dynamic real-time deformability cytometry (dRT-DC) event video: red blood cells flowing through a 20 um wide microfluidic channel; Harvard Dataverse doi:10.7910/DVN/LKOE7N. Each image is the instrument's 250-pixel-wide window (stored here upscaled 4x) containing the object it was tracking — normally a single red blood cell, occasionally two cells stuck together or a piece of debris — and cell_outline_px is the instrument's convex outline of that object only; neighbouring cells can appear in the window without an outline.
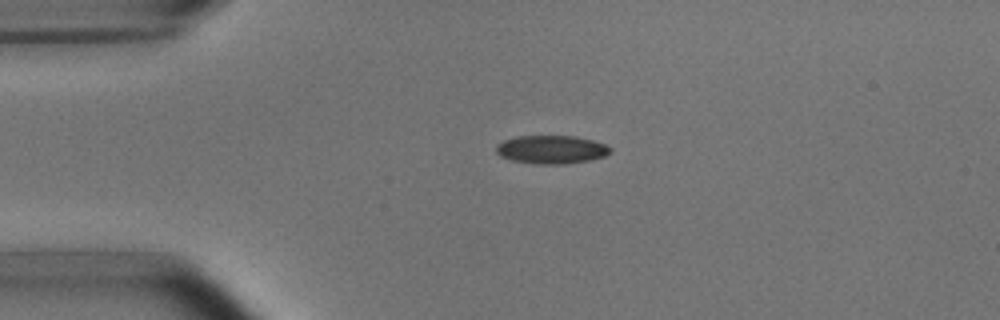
{"species": "common noctule bat (a hibernating species)", "species_latin": "Nyctalus noctula", "temperature_condition": "room temperature", "stored_images_in_passage": 2, "camera_frame_rate_fps": 3000, "um_per_image_px": 0.085, "animal": {"sex": "male", "body_mass_g": 15.6}, "frame": {"image": 1, "passage_image": 1, "time_ms": 0.0, "image_size_px": [1000, 320], "cell_outline_px": [[612, 152], [604, 156], [588, 160], [564, 164], [536, 164], [512, 160], [500, 156], [496, 152], [496, 144], [504, 140], [516, 136], [576, 136], [592, 140], [604, 144], [612, 148]], "centroid_in_image_um": [46.85, 12.7], "position_along_channel_um": 38.1, "area_um2": 18.84}}